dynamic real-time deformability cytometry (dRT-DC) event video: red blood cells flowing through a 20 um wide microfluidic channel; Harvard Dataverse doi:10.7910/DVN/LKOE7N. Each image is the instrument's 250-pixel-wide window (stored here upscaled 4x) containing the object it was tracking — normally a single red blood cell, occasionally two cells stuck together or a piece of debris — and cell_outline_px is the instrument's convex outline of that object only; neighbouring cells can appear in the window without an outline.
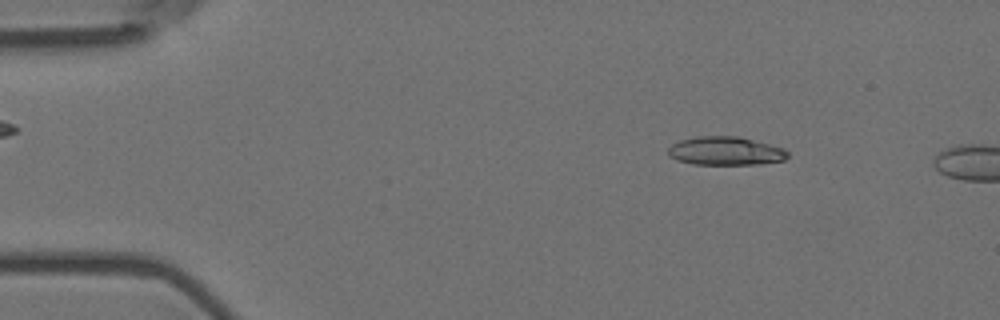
{"species": "Egyptian fruit bat (a non-hibernating species)", "species_latin": "Rousettus aegyptiacus", "temperature_condition": "room temperature", "stored_images_in_passage": 5, "camera_frame_rate_fps": 3000, "um_per_image_px": 0.085, "animal": {"sex": "female"}, "frame": {"image": 1, "passage_image": 5, "time_ms": 1.333, "image_size_px": [1000, 320], "cell_outline_px": [[788, 156], [784, 160], [756, 164], [692, 164], [676, 160], [668, 156], [668, 148], [672, 144], [680, 140], [700, 136], [736, 136], [784, 148], [788, 152]], "centroid_in_image_um": [61.63, 12.84], "position_along_channel_um": 23.4, "area_um2": 19.71}}